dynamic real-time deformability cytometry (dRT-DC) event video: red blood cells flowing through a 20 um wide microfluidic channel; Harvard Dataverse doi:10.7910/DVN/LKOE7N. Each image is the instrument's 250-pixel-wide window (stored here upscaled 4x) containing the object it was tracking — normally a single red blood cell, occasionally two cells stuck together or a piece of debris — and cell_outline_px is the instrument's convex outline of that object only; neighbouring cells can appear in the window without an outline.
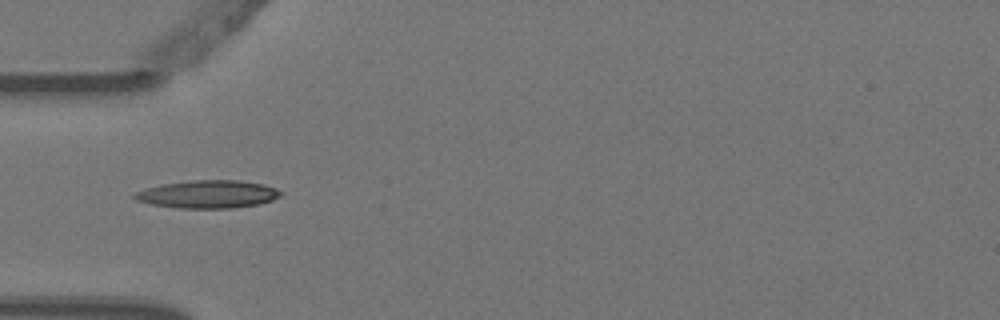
{"species": "Egyptian fruit bat (a non-hibernating species)", "species_latin": "Rousettus aegyptiacus", "temperature_condition": "warm", "stored_images_in_passage": 5, "camera_frame_rate_fps": 3000, "um_per_image_px": 0.085, "animal": {"sex": "female"}, "frame": {"image": 1, "passage_image": 2, "time_ms": 0.333, "image_size_px": [1000, 320], "cell_outline_px": [[284, 192], [280, 196], [272, 200], [260, 204], [232, 208], [180, 208], [152, 204], [136, 200], [132, 196], [136, 192], [148, 188], [164, 184], [192, 180], [240, 180], [264, 184], [276, 188]], "centroid_in_image_um": [17.74, 16.51], "position_along_channel_um": 67.3, "area_um2": 23.64}}
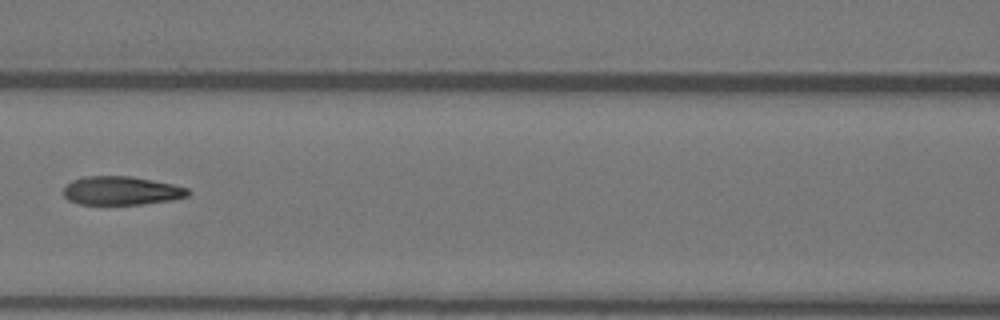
{"frame": {"image": 2, "passage_image": 4, "time_ms": 1.0, "image_size_px": [1000, 320], "cell_outline_px": [[192, 192], [188, 196], [172, 200], [140, 204], [80, 204], [68, 200], [64, 196], [64, 188], [72, 180], [84, 176], [132, 176], [172, 184], [188, 188]], "centroid_in_image_um": [10.33, 16.2], "position_along_channel_um": 156.3, "area_um2": 20.75}}
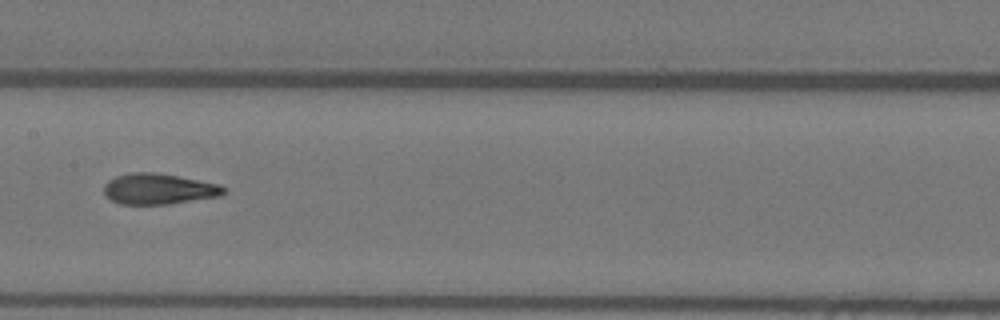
{"frame": {"image": 3, "passage_image": 5, "time_ms": 1.333, "image_size_px": [1000, 320], "cell_outline_px": [[228, 188], [220, 196], [168, 204], [120, 204], [104, 196], [104, 184], [108, 180], [116, 176], [132, 172], [156, 172], [220, 184]], "centroid_in_image_um": [13.48, 16.05], "position_along_channel_um": 193.9, "area_um2": 21.56}}